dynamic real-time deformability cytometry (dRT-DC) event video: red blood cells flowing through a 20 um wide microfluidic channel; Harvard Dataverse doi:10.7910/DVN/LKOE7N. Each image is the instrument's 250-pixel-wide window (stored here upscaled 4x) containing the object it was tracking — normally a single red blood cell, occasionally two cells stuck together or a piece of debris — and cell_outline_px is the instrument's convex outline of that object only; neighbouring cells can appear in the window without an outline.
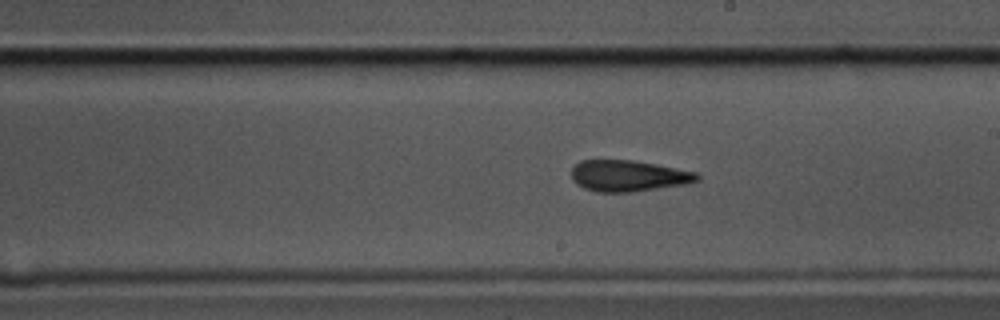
{"species": "common noctule bat (a hibernating species)", "species_latin": "Nyctalus noctula", "temperature_condition": "cold", "stored_images_in_passage": 35, "camera_frame_rate_fps": 3000, "um_per_image_px": 0.085, "animal": {"sex": "male", "body_mass_g": 17.5, "forearm_length_mm": 52.3}, "frame": {"image": 1, "passage_image": 21, "time_ms": 6.667, "image_size_px": [1000, 320], "cell_outline_px": [[700, 180], [684, 184], [636, 192], [596, 192], [584, 188], [576, 184], [572, 180], [572, 168], [580, 160], [632, 160], [656, 164], [696, 172], [700, 176]], "centroid_in_image_um": [53.4, 14.95], "position_along_channel_um": 235.6, "area_um2": 22.95}}
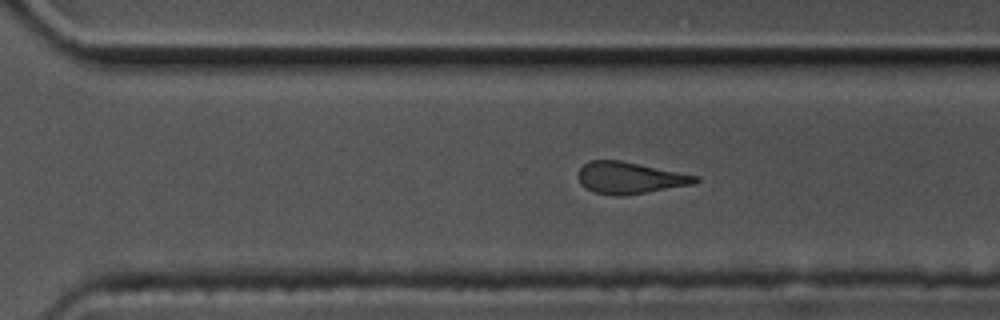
{"frame": {"image": 2, "passage_image": 28, "time_ms": 9.0, "image_size_px": [1000, 320], "cell_outline_px": [[700, 180], [696, 184], [648, 192], [620, 196], [616, 196], [592, 192], [584, 188], [580, 184], [580, 168], [588, 160], [620, 160], [700, 176]], "centroid_in_image_um": [53.56, 15.12], "position_along_channel_um": 317.0, "area_um2": 21.79}}
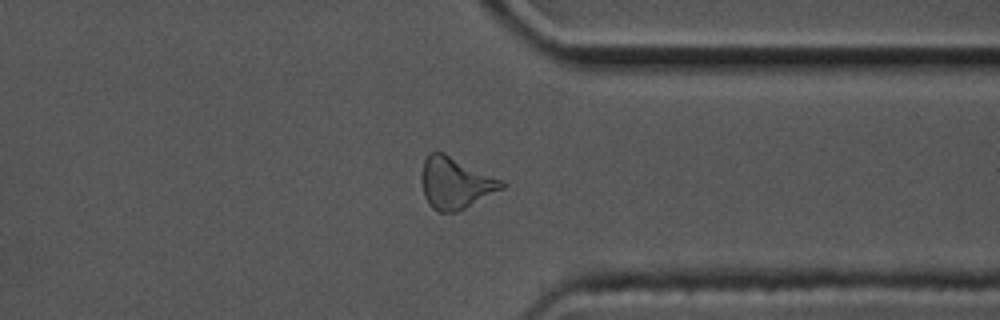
{"frame": {"image": 3, "passage_image": 33, "time_ms": 10.667, "image_size_px": [1000, 320], "cell_outline_px": [[508, 184], [504, 188], [456, 212], [440, 212], [432, 208], [428, 204], [424, 196], [420, 180], [420, 176], [424, 160], [428, 152], [444, 152], [504, 180]], "centroid_in_image_um": [38.7, 15.54], "position_along_channel_um": 372.7, "area_um2": 24.39}}